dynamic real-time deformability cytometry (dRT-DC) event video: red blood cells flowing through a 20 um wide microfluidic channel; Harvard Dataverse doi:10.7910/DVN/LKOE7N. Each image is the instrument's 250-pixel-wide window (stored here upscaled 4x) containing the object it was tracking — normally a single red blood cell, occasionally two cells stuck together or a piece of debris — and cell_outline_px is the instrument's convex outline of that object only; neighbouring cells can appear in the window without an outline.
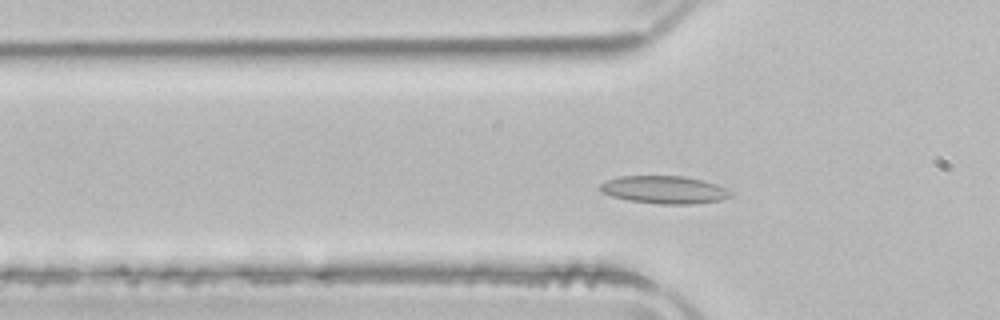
{"species": "common noctule bat (a hibernating species)", "species_latin": "Nyctalus noctula", "temperature_condition": "room temperature", "stored_images_in_passage": 46, "camera_frame_rate_fps": 3000, "um_per_image_px": 0.085, "animal": {"sex": "male", "body_mass_g": 21.5, "forearm_length_mm": 52.0}, "frame": {"image": 1, "passage_image": 11, "time_ms": 3.333, "image_size_px": [1000, 320], "cell_outline_px": [[732, 196], [720, 200], [692, 204], [660, 204], [628, 200], [612, 196], [600, 192], [600, 184], [608, 180], [620, 176], [684, 176], [704, 180], [716, 184], [732, 192]], "centroid_in_image_um": [56.47, 16.13], "position_along_channel_um": 69.3, "area_um2": 21.04}}
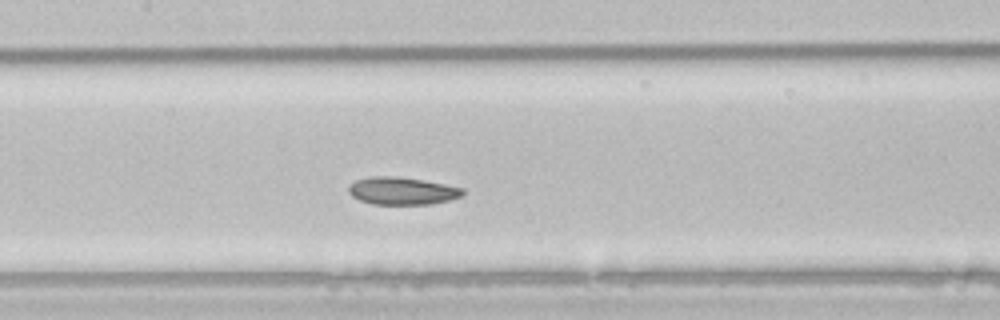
{"frame": {"image": 2, "passage_image": 19, "time_ms": 6.0, "image_size_px": [1000, 320], "cell_outline_px": [[464, 192], [460, 196], [448, 200], [432, 204], [372, 204], [360, 200], [352, 196], [348, 192], [348, 188], [356, 180], [368, 176], [396, 176], [424, 180], [464, 188]], "centroid_in_image_um": [34.16, 16.22], "position_along_channel_um": 173.2, "area_um2": 18.26}}
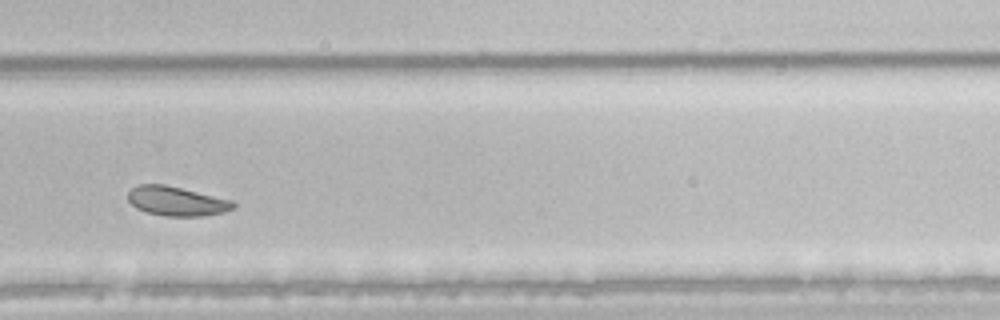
{"frame": {"image": 3, "passage_image": 30, "time_ms": 9.667, "image_size_px": [1000, 320], "cell_outline_px": [[236, 208], [224, 212], [204, 216], [164, 216], [148, 212], [136, 208], [128, 200], [128, 192], [136, 184], [164, 184], [232, 200], [236, 204]], "centroid_in_image_um": [15.02, 17.1], "position_along_channel_um": 314.8, "area_um2": 18.03}, "authors_computed_cell_mechanics": {"area_um2": 20.4034, "velocity_mm_per_s": 3.8873, "shape_relaxation_time_tau1_ms": 4.0278, "shape_relaxation_time_tau2_ms": 6.3651, "deformation_change_tau1": 0.0942, "deformation_change_tau2": 0.0986}}